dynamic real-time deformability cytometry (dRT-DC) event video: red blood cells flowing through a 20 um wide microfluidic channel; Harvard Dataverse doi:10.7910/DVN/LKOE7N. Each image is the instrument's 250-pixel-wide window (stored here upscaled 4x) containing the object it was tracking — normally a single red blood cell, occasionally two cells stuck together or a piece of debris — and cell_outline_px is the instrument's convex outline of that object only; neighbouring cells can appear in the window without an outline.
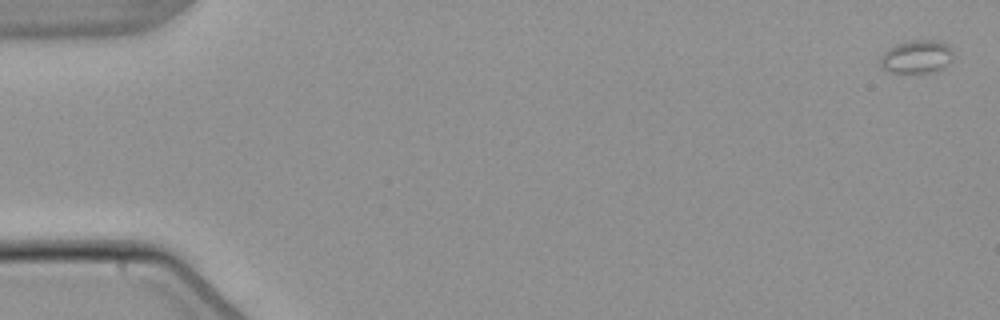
{"species": "common noctule bat (a hibernating species)", "species_latin": "Nyctalus noctula", "temperature_condition": "warm", "stored_images_in_passage": 7, "camera_frame_rate_fps": 3000, "um_per_image_px": 0.085, "animal": {"sex": "male", "body_mass_g": 21.5, "forearm_length_mm": 52.0}, "frame": {"image": 1, "passage_image": 1, "time_ms": 0.0, "image_size_px": [1000, 320], "cell_outline_px": [[952, 60], [936, 72], [916, 76], [892, 72], [880, 68], [880, 56], [888, 48], [896, 44], [908, 40], [940, 40], [948, 44], [952, 52]], "centroid_in_image_um": [77.89, 4.86], "position_along_channel_um": 7.1, "area_um2": 14.85}}